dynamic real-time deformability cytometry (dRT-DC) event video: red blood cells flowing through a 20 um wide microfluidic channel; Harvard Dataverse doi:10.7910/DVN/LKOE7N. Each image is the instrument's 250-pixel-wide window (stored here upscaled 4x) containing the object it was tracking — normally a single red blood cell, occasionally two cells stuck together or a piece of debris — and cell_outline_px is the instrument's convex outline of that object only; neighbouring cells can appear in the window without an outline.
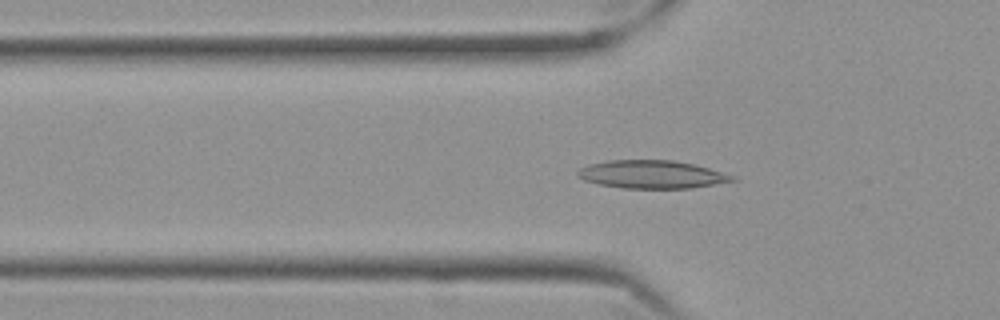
{"species": "Egyptian fruit bat (a non-hibernating species)", "species_latin": "Rousettus aegyptiacus", "temperature_condition": "cold", "stored_images_in_passage": 58, "camera_frame_rate_fps": 3000, "um_per_image_px": 0.085, "frame": {"image": 1, "passage_image": 19, "time_ms": 6.0, "image_size_px": [1000, 320], "cell_outline_px": [[736, 180], [692, 188], [620, 188], [600, 184], [584, 180], [576, 176], [576, 172], [580, 168], [588, 164], [608, 160], [672, 160], [692, 164], [708, 168], [736, 176]], "centroid_in_image_um": [55.36, 14.82], "position_along_channel_um": 70.4, "area_um2": 25.2}}
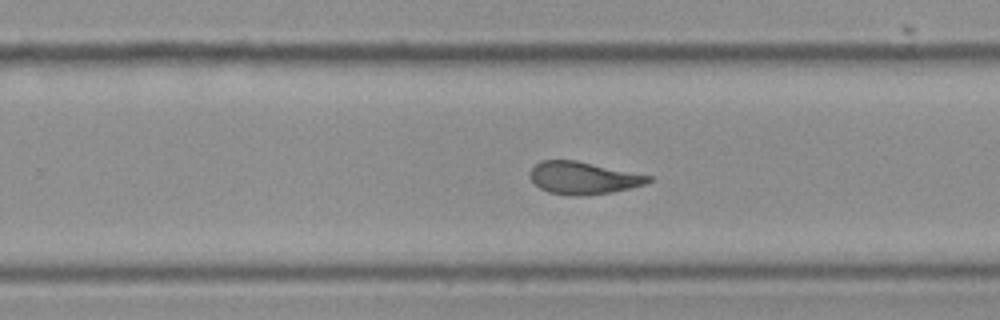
{"frame": {"image": 2, "passage_image": 37, "time_ms": 12.0, "image_size_px": [1000, 320], "cell_outline_px": [[652, 180], [644, 184], [612, 192], [580, 196], [568, 196], [548, 192], [540, 188], [532, 180], [528, 172], [540, 160], [576, 160], [652, 176]], "centroid_in_image_um": [49.54, 15.12], "position_along_channel_um": 280.3, "area_um2": 22.31}}
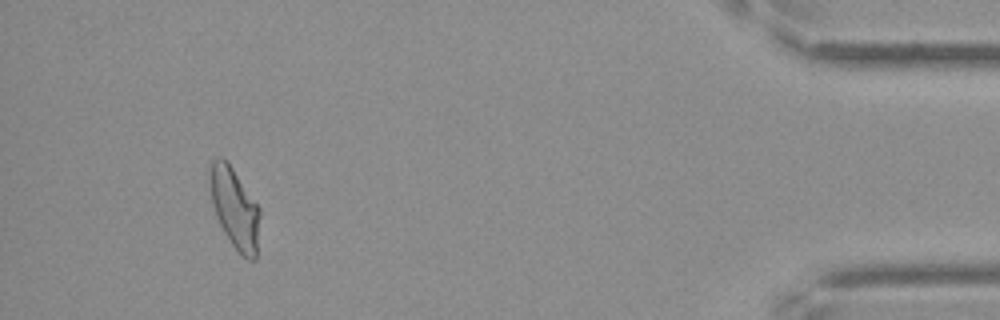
{"frame": {"image": 3, "passage_image": 54, "time_ms": 17.667, "image_size_px": [1000, 320], "cell_outline_px": [[260, 216], [256, 260], [248, 260], [232, 244], [224, 232], [216, 216], [212, 204], [208, 180], [208, 168], [212, 160], [220, 156], [232, 168], [260, 208]], "centroid_in_image_um": [19.93, 17.68], "position_along_channel_um": 415.3, "area_um2": 23.41}, "authors_computed_cell_mechanics": {"area_um2": 23.4957, "velocity_mm_per_s": 3.4875, "shape_relaxation_time_tau1_ms": null, "shape_relaxation_time_tau2_ms": 2.1082, "deformation_change_tau1": null, "deformation_change_tau2": 0.0796}}